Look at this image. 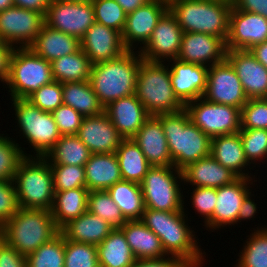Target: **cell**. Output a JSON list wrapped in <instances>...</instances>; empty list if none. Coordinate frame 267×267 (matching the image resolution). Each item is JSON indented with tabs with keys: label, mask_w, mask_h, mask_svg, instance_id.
<instances>
[{
	"label": "cell",
	"mask_w": 267,
	"mask_h": 267,
	"mask_svg": "<svg viewBox=\"0 0 267 267\" xmlns=\"http://www.w3.org/2000/svg\"><path fill=\"white\" fill-rule=\"evenodd\" d=\"M187 212L186 208L177 212L145 208L141 221L160 238L167 255L180 257L191 267H202L206 252L200 248L197 232L188 226Z\"/></svg>",
	"instance_id": "1"
},
{
	"label": "cell",
	"mask_w": 267,
	"mask_h": 267,
	"mask_svg": "<svg viewBox=\"0 0 267 267\" xmlns=\"http://www.w3.org/2000/svg\"><path fill=\"white\" fill-rule=\"evenodd\" d=\"M155 117L163 127L175 168L182 170L188 164L210 155L211 138L190 120L185 109Z\"/></svg>",
	"instance_id": "2"
},
{
	"label": "cell",
	"mask_w": 267,
	"mask_h": 267,
	"mask_svg": "<svg viewBox=\"0 0 267 267\" xmlns=\"http://www.w3.org/2000/svg\"><path fill=\"white\" fill-rule=\"evenodd\" d=\"M142 60L138 50H128L119 58L92 65L89 82L104 107L122 97L135 94L137 73Z\"/></svg>",
	"instance_id": "3"
},
{
	"label": "cell",
	"mask_w": 267,
	"mask_h": 267,
	"mask_svg": "<svg viewBox=\"0 0 267 267\" xmlns=\"http://www.w3.org/2000/svg\"><path fill=\"white\" fill-rule=\"evenodd\" d=\"M59 232L51 211L47 209L19 207L0 227V237L26 257Z\"/></svg>",
	"instance_id": "4"
},
{
	"label": "cell",
	"mask_w": 267,
	"mask_h": 267,
	"mask_svg": "<svg viewBox=\"0 0 267 267\" xmlns=\"http://www.w3.org/2000/svg\"><path fill=\"white\" fill-rule=\"evenodd\" d=\"M232 7V2L218 0H175L168 5L183 33H206L225 41Z\"/></svg>",
	"instance_id": "5"
},
{
	"label": "cell",
	"mask_w": 267,
	"mask_h": 267,
	"mask_svg": "<svg viewBox=\"0 0 267 267\" xmlns=\"http://www.w3.org/2000/svg\"><path fill=\"white\" fill-rule=\"evenodd\" d=\"M135 95L151 116L176 113L185 107L173 92L170 69L166 63L142 60Z\"/></svg>",
	"instance_id": "6"
},
{
	"label": "cell",
	"mask_w": 267,
	"mask_h": 267,
	"mask_svg": "<svg viewBox=\"0 0 267 267\" xmlns=\"http://www.w3.org/2000/svg\"><path fill=\"white\" fill-rule=\"evenodd\" d=\"M13 183L19 207L51 210L55 195L53 174L44 157L26 156L18 166Z\"/></svg>",
	"instance_id": "7"
},
{
	"label": "cell",
	"mask_w": 267,
	"mask_h": 267,
	"mask_svg": "<svg viewBox=\"0 0 267 267\" xmlns=\"http://www.w3.org/2000/svg\"><path fill=\"white\" fill-rule=\"evenodd\" d=\"M53 81L49 61L36 55L30 48H13L8 77L3 86L9 89L10 99H27L40 87Z\"/></svg>",
	"instance_id": "8"
},
{
	"label": "cell",
	"mask_w": 267,
	"mask_h": 267,
	"mask_svg": "<svg viewBox=\"0 0 267 267\" xmlns=\"http://www.w3.org/2000/svg\"><path fill=\"white\" fill-rule=\"evenodd\" d=\"M11 101L18 126L16 130L24 137V142L27 141L30 148L32 146V157H45L61 137L51 112L42 111L27 99Z\"/></svg>",
	"instance_id": "9"
},
{
	"label": "cell",
	"mask_w": 267,
	"mask_h": 267,
	"mask_svg": "<svg viewBox=\"0 0 267 267\" xmlns=\"http://www.w3.org/2000/svg\"><path fill=\"white\" fill-rule=\"evenodd\" d=\"M182 183V184H181ZM145 208L184 211L182 170L174 166H152L140 183Z\"/></svg>",
	"instance_id": "10"
},
{
	"label": "cell",
	"mask_w": 267,
	"mask_h": 267,
	"mask_svg": "<svg viewBox=\"0 0 267 267\" xmlns=\"http://www.w3.org/2000/svg\"><path fill=\"white\" fill-rule=\"evenodd\" d=\"M190 120L211 139L241 130V109L210 102L203 97L187 103Z\"/></svg>",
	"instance_id": "11"
},
{
	"label": "cell",
	"mask_w": 267,
	"mask_h": 267,
	"mask_svg": "<svg viewBox=\"0 0 267 267\" xmlns=\"http://www.w3.org/2000/svg\"><path fill=\"white\" fill-rule=\"evenodd\" d=\"M45 25L81 40L96 22L92 2L51 0L44 16Z\"/></svg>",
	"instance_id": "12"
},
{
	"label": "cell",
	"mask_w": 267,
	"mask_h": 267,
	"mask_svg": "<svg viewBox=\"0 0 267 267\" xmlns=\"http://www.w3.org/2000/svg\"><path fill=\"white\" fill-rule=\"evenodd\" d=\"M44 24L37 11L12 6L0 12V35L12 48H29Z\"/></svg>",
	"instance_id": "13"
},
{
	"label": "cell",
	"mask_w": 267,
	"mask_h": 267,
	"mask_svg": "<svg viewBox=\"0 0 267 267\" xmlns=\"http://www.w3.org/2000/svg\"><path fill=\"white\" fill-rule=\"evenodd\" d=\"M203 98L233 107H242L248 98L240 79L230 62L225 59L208 68L206 90Z\"/></svg>",
	"instance_id": "14"
},
{
	"label": "cell",
	"mask_w": 267,
	"mask_h": 267,
	"mask_svg": "<svg viewBox=\"0 0 267 267\" xmlns=\"http://www.w3.org/2000/svg\"><path fill=\"white\" fill-rule=\"evenodd\" d=\"M182 35L183 30L168 9L158 20L150 39L139 49L140 56L143 60L161 63L177 59Z\"/></svg>",
	"instance_id": "15"
},
{
	"label": "cell",
	"mask_w": 267,
	"mask_h": 267,
	"mask_svg": "<svg viewBox=\"0 0 267 267\" xmlns=\"http://www.w3.org/2000/svg\"><path fill=\"white\" fill-rule=\"evenodd\" d=\"M254 182H257V179L238 177L232 183L217 188L215 210L202 226L207 228L206 230L209 229L210 232L225 229L227 226L232 227V225L236 227L234 225L237 224L242 201L252 190V186H256Z\"/></svg>",
	"instance_id": "16"
},
{
	"label": "cell",
	"mask_w": 267,
	"mask_h": 267,
	"mask_svg": "<svg viewBox=\"0 0 267 267\" xmlns=\"http://www.w3.org/2000/svg\"><path fill=\"white\" fill-rule=\"evenodd\" d=\"M264 41H267V18L233 6L229 18L227 50H249Z\"/></svg>",
	"instance_id": "17"
},
{
	"label": "cell",
	"mask_w": 267,
	"mask_h": 267,
	"mask_svg": "<svg viewBox=\"0 0 267 267\" xmlns=\"http://www.w3.org/2000/svg\"><path fill=\"white\" fill-rule=\"evenodd\" d=\"M168 10V4L150 0L147 4L127 14L122 41L128 50L141 49L150 39L158 20ZM140 43V44H139Z\"/></svg>",
	"instance_id": "18"
},
{
	"label": "cell",
	"mask_w": 267,
	"mask_h": 267,
	"mask_svg": "<svg viewBox=\"0 0 267 267\" xmlns=\"http://www.w3.org/2000/svg\"><path fill=\"white\" fill-rule=\"evenodd\" d=\"M226 53V41L223 38L206 33L186 32L182 35L177 59L210 67L225 60Z\"/></svg>",
	"instance_id": "19"
},
{
	"label": "cell",
	"mask_w": 267,
	"mask_h": 267,
	"mask_svg": "<svg viewBox=\"0 0 267 267\" xmlns=\"http://www.w3.org/2000/svg\"><path fill=\"white\" fill-rule=\"evenodd\" d=\"M167 65L170 69L173 92L184 106L203 97L207 84L208 66L183 62L178 59L169 60Z\"/></svg>",
	"instance_id": "20"
},
{
	"label": "cell",
	"mask_w": 267,
	"mask_h": 267,
	"mask_svg": "<svg viewBox=\"0 0 267 267\" xmlns=\"http://www.w3.org/2000/svg\"><path fill=\"white\" fill-rule=\"evenodd\" d=\"M80 43L92 65L114 60L128 51L119 31L96 22L86 31Z\"/></svg>",
	"instance_id": "21"
},
{
	"label": "cell",
	"mask_w": 267,
	"mask_h": 267,
	"mask_svg": "<svg viewBox=\"0 0 267 267\" xmlns=\"http://www.w3.org/2000/svg\"><path fill=\"white\" fill-rule=\"evenodd\" d=\"M76 135L92 154L115 153L124 140L105 112L84 117Z\"/></svg>",
	"instance_id": "22"
},
{
	"label": "cell",
	"mask_w": 267,
	"mask_h": 267,
	"mask_svg": "<svg viewBox=\"0 0 267 267\" xmlns=\"http://www.w3.org/2000/svg\"><path fill=\"white\" fill-rule=\"evenodd\" d=\"M226 59L236 71L248 99L267 98V69L249 50H227Z\"/></svg>",
	"instance_id": "23"
},
{
	"label": "cell",
	"mask_w": 267,
	"mask_h": 267,
	"mask_svg": "<svg viewBox=\"0 0 267 267\" xmlns=\"http://www.w3.org/2000/svg\"><path fill=\"white\" fill-rule=\"evenodd\" d=\"M104 112L124 139L132 138L151 116L135 94L109 103Z\"/></svg>",
	"instance_id": "24"
},
{
	"label": "cell",
	"mask_w": 267,
	"mask_h": 267,
	"mask_svg": "<svg viewBox=\"0 0 267 267\" xmlns=\"http://www.w3.org/2000/svg\"><path fill=\"white\" fill-rule=\"evenodd\" d=\"M151 166H173L161 122L150 116L132 137Z\"/></svg>",
	"instance_id": "25"
},
{
	"label": "cell",
	"mask_w": 267,
	"mask_h": 267,
	"mask_svg": "<svg viewBox=\"0 0 267 267\" xmlns=\"http://www.w3.org/2000/svg\"><path fill=\"white\" fill-rule=\"evenodd\" d=\"M210 155L238 177L257 179V177H255L257 175L251 174L253 166L248 162L245 156L239 132L213 137L211 139Z\"/></svg>",
	"instance_id": "26"
},
{
	"label": "cell",
	"mask_w": 267,
	"mask_h": 267,
	"mask_svg": "<svg viewBox=\"0 0 267 267\" xmlns=\"http://www.w3.org/2000/svg\"><path fill=\"white\" fill-rule=\"evenodd\" d=\"M183 183L191 187L219 188L238 178L230 169L221 165L211 155L188 164L182 169Z\"/></svg>",
	"instance_id": "27"
},
{
	"label": "cell",
	"mask_w": 267,
	"mask_h": 267,
	"mask_svg": "<svg viewBox=\"0 0 267 267\" xmlns=\"http://www.w3.org/2000/svg\"><path fill=\"white\" fill-rule=\"evenodd\" d=\"M36 55L52 62L81 49L80 40L62 31L43 25L35 41L29 47Z\"/></svg>",
	"instance_id": "28"
},
{
	"label": "cell",
	"mask_w": 267,
	"mask_h": 267,
	"mask_svg": "<svg viewBox=\"0 0 267 267\" xmlns=\"http://www.w3.org/2000/svg\"><path fill=\"white\" fill-rule=\"evenodd\" d=\"M136 260L167 256L160 238L141 220L126 221L120 228Z\"/></svg>",
	"instance_id": "29"
},
{
	"label": "cell",
	"mask_w": 267,
	"mask_h": 267,
	"mask_svg": "<svg viewBox=\"0 0 267 267\" xmlns=\"http://www.w3.org/2000/svg\"><path fill=\"white\" fill-rule=\"evenodd\" d=\"M86 188L89 191L107 190L122 180L115 153L92 154L84 165Z\"/></svg>",
	"instance_id": "30"
},
{
	"label": "cell",
	"mask_w": 267,
	"mask_h": 267,
	"mask_svg": "<svg viewBox=\"0 0 267 267\" xmlns=\"http://www.w3.org/2000/svg\"><path fill=\"white\" fill-rule=\"evenodd\" d=\"M113 230L101 217L86 211L65 224L60 233L69 241L99 245Z\"/></svg>",
	"instance_id": "31"
},
{
	"label": "cell",
	"mask_w": 267,
	"mask_h": 267,
	"mask_svg": "<svg viewBox=\"0 0 267 267\" xmlns=\"http://www.w3.org/2000/svg\"><path fill=\"white\" fill-rule=\"evenodd\" d=\"M88 194L89 190L86 187L55 191L50 211L59 230L87 211Z\"/></svg>",
	"instance_id": "32"
},
{
	"label": "cell",
	"mask_w": 267,
	"mask_h": 267,
	"mask_svg": "<svg viewBox=\"0 0 267 267\" xmlns=\"http://www.w3.org/2000/svg\"><path fill=\"white\" fill-rule=\"evenodd\" d=\"M99 267H131L136 258L121 229H113L97 245Z\"/></svg>",
	"instance_id": "33"
},
{
	"label": "cell",
	"mask_w": 267,
	"mask_h": 267,
	"mask_svg": "<svg viewBox=\"0 0 267 267\" xmlns=\"http://www.w3.org/2000/svg\"><path fill=\"white\" fill-rule=\"evenodd\" d=\"M126 221L141 220L145 204L139 183L121 180L106 190Z\"/></svg>",
	"instance_id": "34"
},
{
	"label": "cell",
	"mask_w": 267,
	"mask_h": 267,
	"mask_svg": "<svg viewBox=\"0 0 267 267\" xmlns=\"http://www.w3.org/2000/svg\"><path fill=\"white\" fill-rule=\"evenodd\" d=\"M63 104L72 107L84 117L104 112V106L88 81L62 83Z\"/></svg>",
	"instance_id": "35"
},
{
	"label": "cell",
	"mask_w": 267,
	"mask_h": 267,
	"mask_svg": "<svg viewBox=\"0 0 267 267\" xmlns=\"http://www.w3.org/2000/svg\"><path fill=\"white\" fill-rule=\"evenodd\" d=\"M115 154L118 159L122 180L140 184L152 167L132 138L124 139Z\"/></svg>",
	"instance_id": "36"
},
{
	"label": "cell",
	"mask_w": 267,
	"mask_h": 267,
	"mask_svg": "<svg viewBox=\"0 0 267 267\" xmlns=\"http://www.w3.org/2000/svg\"><path fill=\"white\" fill-rule=\"evenodd\" d=\"M50 63L54 81L83 82L90 78L92 64L82 49Z\"/></svg>",
	"instance_id": "37"
},
{
	"label": "cell",
	"mask_w": 267,
	"mask_h": 267,
	"mask_svg": "<svg viewBox=\"0 0 267 267\" xmlns=\"http://www.w3.org/2000/svg\"><path fill=\"white\" fill-rule=\"evenodd\" d=\"M92 155L77 135H61L44 157L50 164L84 166Z\"/></svg>",
	"instance_id": "38"
},
{
	"label": "cell",
	"mask_w": 267,
	"mask_h": 267,
	"mask_svg": "<svg viewBox=\"0 0 267 267\" xmlns=\"http://www.w3.org/2000/svg\"><path fill=\"white\" fill-rule=\"evenodd\" d=\"M251 229L234 267H267V225Z\"/></svg>",
	"instance_id": "39"
},
{
	"label": "cell",
	"mask_w": 267,
	"mask_h": 267,
	"mask_svg": "<svg viewBox=\"0 0 267 267\" xmlns=\"http://www.w3.org/2000/svg\"><path fill=\"white\" fill-rule=\"evenodd\" d=\"M27 267H64L65 238L59 232L26 257Z\"/></svg>",
	"instance_id": "40"
},
{
	"label": "cell",
	"mask_w": 267,
	"mask_h": 267,
	"mask_svg": "<svg viewBox=\"0 0 267 267\" xmlns=\"http://www.w3.org/2000/svg\"><path fill=\"white\" fill-rule=\"evenodd\" d=\"M5 134L0 133V180L13 181L21 161L26 156L32 157V154L27 153L26 148H22L15 138Z\"/></svg>",
	"instance_id": "41"
},
{
	"label": "cell",
	"mask_w": 267,
	"mask_h": 267,
	"mask_svg": "<svg viewBox=\"0 0 267 267\" xmlns=\"http://www.w3.org/2000/svg\"><path fill=\"white\" fill-rule=\"evenodd\" d=\"M87 205V211L104 219L113 229H120L126 222L106 190L89 191Z\"/></svg>",
	"instance_id": "42"
},
{
	"label": "cell",
	"mask_w": 267,
	"mask_h": 267,
	"mask_svg": "<svg viewBox=\"0 0 267 267\" xmlns=\"http://www.w3.org/2000/svg\"><path fill=\"white\" fill-rule=\"evenodd\" d=\"M245 156L250 164L256 168L267 162V129H241L239 131ZM266 159V160H265ZM259 162H257V161ZM265 160V161H263ZM256 162V163H255ZM255 164V166H254Z\"/></svg>",
	"instance_id": "43"
},
{
	"label": "cell",
	"mask_w": 267,
	"mask_h": 267,
	"mask_svg": "<svg viewBox=\"0 0 267 267\" xmlns=\"http://www.w3.org/2000/svg\"><path fill=\"white\" fill-rule=\"evenodd\" d=\"M96 23L119 31L125 28L127 13L116 0L92 1Z\"/></svg>",
	"instance_id": "44"
},
{
	"label": "cell",
	"mask_w": 267,
	"mask_h": 267,
	"mask_svg": "<svg viewBox=\"0 0 267 267\" xmlns=\"http://www.w3.org/2000/svg\"><path fill=\"white\" fill-rule=\"evenodd\" d=\"M64 267H99L97 246L65 239Z\"/></svg>",
	"instance_id": "45"
},
{
	"label": "cell",
	"mask_w": 267,
	"mask_h": 267,
	"mask_svg": "<svg viewBox=\"0 0 267 267\" xmlns=\"http://www.w3.org/2000/svg\"><path fill=\"white\" fill-rule=\"evenodd\" d=\"M53 174L54 191H65L86 187L84 166L50 164Z\"/></svg>",
	"instance_id": "46"
},
{
	"label": "cell",
	"mask_w": 267,
	"mask_h": 267,
	"mask_svg": "<svg viewBox=\"0 0 267 267\" xmlns=\"http://www.w3.org/2000/svg\"><path fill=\"white\" fill-rule=\"evenodd\" d=\"M241 129H267V98L247 100L241 109Z\"/></svg>",
	"instance_id": "47"
},
{
	"label": "cell",
	"mask_w": 267,
	"mask_h": 267,
	"mask_svg": "<svg viewBox=\"0 0 267 267\" xmlns=\"http://www.w3.org/2000/svg\"><path fill=\"white\" fill-rule=\"evenodd\" d=\"M27 100L45 112H52L63 104L62 83L53 81L40 87Z\"/></svg>",
	"instance_id": "48"
},
{
	"label": "cell",
	"mask_w": 267,
	"mask_h": 267,
	"mask_svg": "<svg viewBox=\"0 0 267 267\" xmlns=\"http://www.w3.org/2000/svg\"><path fill=\"white\" fill-rule=\"evenodd\" d=\"M190 194V203L193 205L192 209L195 208L193 209L195 214H200L198 216H201L202 220H204L203 223H205L215 210L217 188L193 187Z\"/></svg>",
	"instance_id": "49"
},
{
	"label": "cell",
	"mask_w": 267,
	"mask_h": 267,
	"mask_svg": "<svg viewBox=\"0 0 267 267\" xmlns=\"http://www.w3.org/2000/svg\"><path fill=\"white\" fill-rule=\"evenodd\" d=\"M51 114L61 135H76L84 119L78 111L65 104L60 105Z\"/></svg>",
	"instance_id": "50"
},
{
	"label": "cell",
	"mask_w": 267,
	"mask_h": 267,
	"mask_svg": "<svg viewBox=\"0 0 267 267\" xmlns=\"http://www.w3.org/2000/svg\"><path fill=\"white\" fill-rule=\"evenodd\" d=\"M19 209L13 181L0 180V227Z\"/></svg>",
	"instance_id": "51"
},
{
	"label": "cell",
	"mask_w": 267,
	"mask_h": 267,
	"mask_svg": "<svg viewBox=\"0 0 267 267\" xmlns=\"http://www.w3.org/2000/svg\"><path fill=\"white\" fill-rule=\"evenodd\" d=\"M0 267H27L26 256L0 237Z\"/></svg>",
	"instance_id": "52"
},
{
	"label": "cell",
	"mask_w": 267,
	"mask_h": 267,
	"mask_svg": "<svg viewBox=\"0 0 267 267\" xmlns=\"http://www.w3.org/2000/svg\"><path fill=\"white\" fill-rule=\"evenodd\" d=\"M131 267H191L182 258L167 255L158 259H140L136 260Z\"/></svg>",
	"instance_id": "53"
},
{
	"label": "cell",
	"mask_w": 267,
	"mask_h": 267,
	"mask_svg": "<svg viewBox=\"0 0 267 267\" xmlns=\"http://www.w3.org/2000/svg\"><path fill=\"white\" fill-rule=\"evenodd\" d=\"M233 6L242 11H248L267 18V0H233Z\"/></svg>",
	"instance_id": "54"
},
{
	"label": "cell",
	"mask_w": 267,
	"mask_h": 267,
	"mask_svg": "<svg viewBox=\"0 0 267 267\" xmlns=\"http://www.w3.org/2000/svg\"><path fill=\"white\" fill-rule=\"evenodd\" d=\"M254 191H250L245 198L242 201L241 208L238 212V218H237V225L238 223L242 225L243 220L248 222L249 220H254V216L256 215L258 211L257 203H255V199H251L252 196H254ZM248 220V221H247Z\"/></svg>",
	"instance_id": "55"
},
{
	"label": "cell",
	"mask_w": 267,
	"mask_h": 267,
	"mask_svg": "<svg viewBox=\"0 0 267 267\" xmlns=\"http://www.w3.org/2000/svg\"><path fill=\"white\" fill-rule=\"evenodd\" d=\"M14 6L37 11L45 16L51 0H13Z\"/></svg>",
	"instance_id": "56"
},
{
	"label": "cell",
	"mask_w": 267,
	"mask_h": 267,
	"mask_svg": "<svg viewBox=\"0 0 267 267\" xmlns=\"http://www.w3.org/2000/svg\"><path fill=\"white\" fill-rule=\"evenodd\" d=\"M13 49H0V82L5 84L8 77L9 58Z\"/></svg>",
	"instance_id": "57"
},
{
	"label": "cell",
	"mask_w": 267,
	"mask_h": 267,
	"mask_svg": "<svg viewBox=\"0 0 267 267\" xmlns=\"http://www.w3.org/2000/svg\"><path fill=\"white\" fill-rule=\"evenodd\" d=\"M249 51L267 69V41L253 46Z\"/></svg>",
	"instance_id": "58"
},
{
	"label": "cell",
	"mask_w": 267,
	"mask_h": 267,
	"mask_svg": "<svg viewBox=\"0 0 267 267\" xmlns=\"http://www.w3.org/2000/svg\"><path fill=\"white\" fill-rule=\"evenodd\" d=\"M123 10L128 14L137 8L147 4L150 0H116Z\"/></svg>",
	"instance_id": "59"
},
{
	"label": "cell",
	"mask_w": 267,
	"mask_h": 267,
	"mask_svg": "<svg viewBox=\"0 0 267 267\" xmlns=\"http://www.w3.org/2000/svg\"><path fill=\"white\" fill-rule=\"evenodd\" d=\"M14 6L13 0H0V12Z\"/></svg>",
	"instance_id": "60"
},
{
	"label": "cell",
	"mask_w": 267,
	"mask_h": 267,
	"mask_svg": "<svg viewBox=\"0 0 267 267\" xmlns=\"http://www.w3.org/2000/svg\"><path fill=\"white\" fill-rule=\"evenodd\" d=\"M0 49H13L10 45L6 44L0 35Z\"/></svg>",
	"instance_id": "61"
},
{
	"label": "cell",
	"mask_w": 267,
	"mask_h": 267,
	"mask_svg": "<svg viewBox=\"0 0 267 267\" xmlns=\"http://www.w3.org/2000/svg\"><path fill=\"white\" fill-rule=\"evenodd\" d=\"M64 1H73V2H92L93 0H64Z\"/></svg>",
	"instance_id": "62"
},
{
	"label": "cell",
	"mask_w": 267,
	"mask_h": 267,
	"mask_svg": "<svg viewBox=\"0 0 267 267\" xmlns=\"http://www.w3.org/2000/svg\"><path fill=\"white\" fill-rule=\"evenodd\" d=\"M160 1L165 2V3H167L169 5L171 2H173L175 0H160Z\"/></svg>",
	"instance_id": "63"
},
{
	"label": "cell",
	"mask_w": 267,
	"mask_h": 267,
	"mask_svg": "<svg viewBox=\"0 0 267 267\" xmlns=\"http://www.w3.org/2000/svg\"><path fill=\"white\" fill-rule=\"evenodd\" d=\"M218 1L233 2V0H218Z\"/></svg>",
	"instance_id": "64"
}]
</instances>
